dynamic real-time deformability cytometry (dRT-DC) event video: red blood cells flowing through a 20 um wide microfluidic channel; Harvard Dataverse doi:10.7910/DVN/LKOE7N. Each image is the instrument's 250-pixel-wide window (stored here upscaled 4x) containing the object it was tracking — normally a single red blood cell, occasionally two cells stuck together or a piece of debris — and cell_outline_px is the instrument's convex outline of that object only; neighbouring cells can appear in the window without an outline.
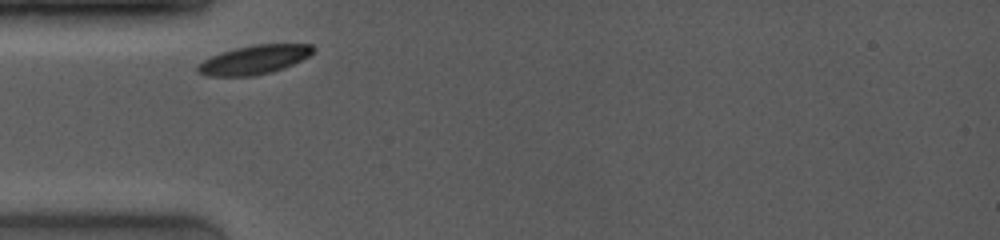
{"species": "common noctule bat (a hibernating species)", "species_latin": "Nyctalus noctula", "temperature_condition": "room temperature", "stored_images_in_passage": 3, "camera_frame_rate_fps": 4000, "um_per_image_px": 0.085, "animal": {"sex": "female", "body_mass_g": 19.0, "forearm_length_mm": 53.3}, "frame": {"image": 1, "passage_image": 1, "time_ms": 0.0, "image_size_px": [1000, 240], "cell_outline_px": [[316, 48], [308, 56], [284, 68], [272, 72], [252, 76], [208, 76], [196, 72], [196, 64], [220, 52], [236, 48], [256, 44], [312, 44]], "centroid_in_image_um": [21.57, 5.08], "position_along_channel_um": 63.4, "area_um2": 19.48}}